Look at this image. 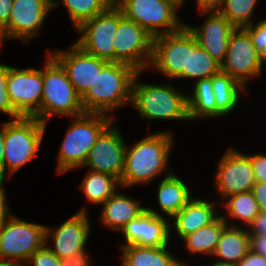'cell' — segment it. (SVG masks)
I'll use <instances>...</instances> for the list:
<instances>
[{"label":"cell","instance_id":"40","mask_svg":"<svg viewBox=\"0 0 266 266\" xmlns=\"http://www.w3.org/2000/svg\"><path fill=\"white\" fill-rule=\"evenodd\" d=\"M235 266H266V257L250 249Z\"/></svg>","mask_w":266,"mask_h":266},{"label":"cell","instance_id":"30","mask_svg":"<svg viewBox=\"0 0 266 266\" xmlns=\"http://www.w3.org/2000/svg\"><path fill=\"white\" fill-rule=\"evenodd\" d=\"M80 185L86 199L95 205L106 202L121 187L116 177L90 170Z\"/></svg>","mask_w":266,"mask_h":266},{"label":"cell","instance_id":"38","mask_svg":"<svg viewBox=\"0 0 266 266\" xmlns=\"http://www.w3.org/2000/svg\"><path fill=\"white\" fill-rule=\"evenodd\" d=\"M248 228L249 235H266V212H259Z\"/></svg>","mask_w":266,"mask_h":266},{"label":"cell","instance_id":"44","mask_svg":"<svg viewBox=\"0 0 266 266\" xmlns=\"http://www.w3.org/2000/svg\"><path fill=\"white\" fill-rule=\"evenodd\" d=\"M13 0H0V31L7 25Z\"/></svg>","mask_w":266,"mask_h":266},{"label":"cell","instance_id":"16","mask_svg":"<svg viewBox=\"0 0 266 266\" xmlns=\"http://www.w3.org/2000/svg\"><path fill=\"white\" fill-rule=\"evenodd\" d=\"M216 172L215 188L222 199L252 191L256 182L250 157L232 147L219 160Z\"/></svg>","mask_w":266,"mask_h":266},{"label":"cell","instance_id":"13","mask_svg":"<svg viewBox=\"0 0 266 266\" xmlns=\"http://www.w3.org/2000/svg\"><path fill=\"white\" fill-rule=\"evenodd\" d=\"M262 68L260 55L256 52L250 35L244 28H236L229 37L227 55L221 71L247 89L249 79L261 75Z\"/></svg>","mask_w":266,"mask_h":266},{"label":"cell","instance_id":"19","mask_svg":"<svg viewBox=\"0 0 266 266\" xmlns=\"http://www.w3.org/2000/svg\"><path fill=\"white\" fill-rule=\"evenodd\" d=\"M168 221L157 210L146 207V210L137 218L131 220L122 229L128 245L143 247H164L170 242V227Z\"/></svg>","mask_w":266,"mask_h":266},{"label":"cell","instance_id":"21","mask_svg":"<svg viewBox=\"0 0 266 266\" xmlns=\"http://www.w3.org/2000/svg\"><path fill=\"white\" fill-rule=\"evenodd\" d=\"M217 202L206 199L192 198L186 206L179 211L172 219V224L177 231L178 238H184L188 234L195 232L201 227L212 223L218 216Z\"/></svg>","mask_w":266,"mask_h":266},{"label":"cell","instance_id":"43","mask_svg":"<svg viewBox=\"0 0 266 266\" xmlns=\"http://www.w3.org/2000/svg\"><path fill=\"white\" fill-rule=\"evenodd\" d=\"M250 249L266 257V235H250Z\"/></svg>","mask_w":266,"mask_h":266},{"label":"cell","instance_id":"49","mask_svg":"<svg viewBox=\"0 0 266 266\" xmlns=\"http://www.w3.org/2000/svg\"><path fill=\"white\" fill-rule=\"evenodd\" d=\"M212 266H235V265L220 264V263H216V262H214Z\"/></svg>","mask_w":266,"mask_h":266},{"label":"cell","instance_id":"24","mask_svg":"<svg viewBox=\"0 0 266 266\" xmlns=\"http://www.w3.org/2000/svg\"><path fill=\"white\" fill-rule=\"evenodd\" d=\"M158 185L157 199L160 210L173 218L193 198L188 186L174 171H169Z\"/></svg>","mask_w":266,"mask_h":266},{"label":"cell","instance_id":"36","mask_svg":"<svg viewBox=\"0 0 266 266\" xmlns=\"http://www.w3.org/2000/svg\"><path fill=\"white\" fill-rule=\"evenodd\" d=\"M244 29L250 35L256 52L261 55L266 49V19L258 21L257 24L251 23L245 26Z\"/></svg>","mask_w":266,"mask_h":266},{"label":"cell","instance_id":"23","mask_svg":"<svg viewBox=\"0 0 266 266\" xmlns=\"http://www.w3.org/2000/svg\"><path fill=\"white\" fill-rule=\"evenodd\" d=\"M250 250V235L247 229L227 225L217 242L212 256L219 258L216 263L236 265Z\"/></svg>","mask_w":266,"mask_h":266},{"label":"cell","instance_id":"10","mask_svg":"<svg viewBox=\"0 0 266 266\" xmlns=\"http://www.w3.org/2000/svg\"><path fill=\"white\" fill-rule=\"evenodd\" d=\"M115 62L126 63L142 72L149 68L153 37L133 20L123 16L113 39Z\"/></svg>","mask_w":266,"mask_h":266},{"label":"cell","instance_id":"25","mask_svg":"<svg viewBox=\"0 0 266 266\" xmlns=\"http://www.w3.org/2000/svg\"><path fill=\"white\" fill-rule=\"evenodd\" d=\"M167 247L138 245L121 247L123 253L121 266H189L174 258L172 253L168 252Z\"/></svg>","mask_w":266,"mask_h":266},{"label":"cell","instance_id":"2","mask_svg":"<svg viewBox=\"0 0 266 266\" xmlns=\"http://www.w3.org/2000/svg\"><path fill=\"white\" fill-rule=\"evenodd\" d=\"M138 72L126 63L109 62L81 97L84 111L109 116L110 111L131 103L132 84Z\"/></svg>","mask_w":266,"mask_h":266},{"label":"cell","instance_id":"20","mask_svg":"<svg viewBox=\"0 0 266 266\" xmlns=\"http://www.w3.org/2000/svg\"><path fill=\"white\" fill-rule=\"evenodd\" d=\"M207 19L200 27L189 26L198 44L221 66L227 55L229 37L236 29L219 11H202ZM208 14V15H207Z\"/></svg>","mask_w":266,"mask_h":266},{"label":"cell","instance_id":"3","mask_svg":"<svg viewBox=\"0 0 266 266\" xmlns=\"http://www.w3.org/2000/svg\"><path fill=\"white\" fill-rule=\"evenodd\" d=\"M42 69L41 108L34 116L45 123L54 115L75 117L85 113L81 96L76 92L62 65L48 52Z\"/></svg>","mask_w":266,"mask_h":266},{"label":"cell","instance_id":"4","mask_svg":"<svg viewBox=\"0 0 266 266\" xmlns=\"http://www.w3.org/2000/svg\"><path fill=\"white\" fill-rule=\"evenodd\" d=\"M73 118L57 155L58 174L82 168L100 134L114 122V115L98 113L85 112Z\"/></svg>","mask_w":266,"mask_h":266},{"label":"cell","instance_id":"15","mask_svg":"<svg viewBox=\"0 0 266 266\" xmlns=\"http://www.w3.org/2000/svg\"><path fill=\"white\" fill-rule=\"evenodd\" d=\"M125 151L126 144L121 132L112 122L98 137L83 167L112 175L120 181L124 171Z\"/></svg>","mask_w":266,"mask_h":266},{"label":"cell","instance_id":"37","mask_svg":"<svg viewBox=\"0 0 266 266\" xmlns=\"http://www.w3.org/2000/svg\"><path fill=\"white\" fill-rule=\"evenodd\" d=\"M251 159L256 182H266V155H248Z\"/></svg>","mask_w":266,"mask_h":266},{"label":"cell","instance_id":"8","mask_svg":"<svg viewBox=\"0 0 266 266\" xmlns=\"http://www.w3.org/2000/svg\"><path fill=\"white\" fill-rule=\"evenodd\" d=\"M45 231V225L11 214L0 226V259L24 266L28 258L45 245Z\"/></svg>","mask_w":266,"mask_h":266},{"label":"cell","instance_id":"50","mask_svg":"<svg viewBox=\"0 0 266 266\" xmlns=\"http://www.w3.org/2000/svg\"><path fill=\"white\" fill-rule=\"evenodd\" d=\"M175 1H177L181 5V7L182 5H184L183 3L185 2V0H175Z\"/></svg>","mask_w":266,"mask_h":266},{"label":"cell","instance_id":"41","mask_svg":"<svg viewBox=\"0 0 266 266\" xmlns=\"http://www.w3.org/2000/svg\"><path fill=\"white\" fill-rule=\"evenodd\" d=\"M252 192L258 203L259 211L266 212V182H255Z\"/></svg>","mask_w":266,"mask_h":266},{"label":"cell","instance_id":"6","mask_svg":"<svg viewBox=\"0 0 266 266\" xmlns=\"http://www.w3.org/2000/svg\"><path fill=\"white\" fill-rule=\"evenodd\" d=\"M46 124L35 117H20L6 126L4 139V178L12 175L37 156L44 138Z\"/></svg>","mask_w":266,"mask_h":266},{"label":"cell","instance_id":"9","mask_svg":"<svg viewBox=\"0 0 266 266\" xmlns=\"http://www.w3.org/2000/svg\"><path fill=\"white\" fill-rule=\"evenodd\" d=\"M123 16L121 9L113 3L104 12L85 21L77 28L81 35L75 44L90 55L107 62H115L113 39L119 20Z\"/></svg>","mask_w":266,"mask_h":266},{"label":"cell","instance_id":"17","mask_svg":"<svg viewBox=\"0 0 266 266\" xmlns=\"http://www.w3.org/2000/svg\"><path fill=\"white\" fill-rule=\"evenodd\" d=\"M90 223L86 208L69 217L54 230L46 226L45 245L52 240L54 248L47 246L59 259L72 257L76 253L85 250L89 234ZM53 230V231H52Z\"/></svg>","mask_w":266,"mask_h":266},{"label":"cell","instance_id":"26","mask_svg":"<svg viewBox=\"0 0 266 266\" xmlns=\"http://www.w3.org/2000/svg\"><path fill=\"white\" fill-rule=\"evenodd\" d=\"M227 221L225 215L220 214L212 223L188 234L181 240L185 242V247L190 253L212 256L223 229L229 225Z\"/></svg>","mask_w":266,"mask_h":266},{"label":"cell","instance_id":"45","mask_svg":"<svg viewBox=\"0 0 266 266\" xmlns=\"http://www.w3.org/2000/svg\"><path fill=\"white\" fill-rule=\"evenodd\" d=\"M199 12L202 11H218L222 0H196Z\"/></svg>","mask_w":266,"mask_h":266},{"label":"cell","instance_id":"18","mask_svg":"<svg viewBox=\"0 0 266 266\" xmlns=\"http://www.w3.org/2000/svg\"><path fill=\"white\" fill-rule=\"evenodd\" d=\"M48 52L65 69L69 81L76 92L82 97L94 83L97 74L109 63L84 52L78 45H73L66 51Z\"/></svg>","mask_w":266,"mask_h":266},{"label":"cell","instance_id":"28","mask_svg":"<svg viewBox=\"0 0 266 266\" xmlns=\"http://www.w3.org/2000/svg\"><path fill=\"white\" fill-rule=\"evenodd\" d=\"M221 70V66L197 42L195 35L189 30L188 71H183L176 79L210 78Z\"/></svg>","mask_w":266,"mask_h":266},{"label":"cell","instance_id":"35","mask_svg":"<svg viewBox=\"0 0 266 266\" xmlns=\"http://www.w3.org/2000/svg\"><path fill=\"white\" fill-rule=\"evenodd\" d=\"M61 266V259H59L48 247L44 245L35 251L26 261L24 266Z\"/></svg>","mask_w":266,"mask_h":266},{"label":"cell","instance_id":"27","mask_svg":"<svg viewBox=\"0 0 266 266\" xmlns=\"http://www.w3.org/2000/svg\"><path fill=\"white\" fill-rule=\"evenodd\" d=\"M212 89L216 100L217 117L225 116L233 111L241 101L240 91L247 92V89L238 81L221 70L212 76Z\"/></svg>","mask_w":266,"mask_h":266},{"label":"cell","instance_id":"7","mask_svg":"<svg viewBox=\"0 0 266 266\" xmlns=\"http://www.w3.org/2000/svg\"><path fill=\"white\" fill-rule=\"evenodd\" d=\"M115 4L127 19L136 22L153 38L177 32L185 25L177 16L181 5L175 0H117Z\"/></svg>","mask_w":266,"mask_h":266},{"label":"cell","instance_id":"39","mask_svg":"<svg viewBox=\"0 0 266 266\" xmlns=\"http://www.w3.org/2000/svg\"><path fill=\"white\" fill-rule=\"evenodd\" d=\"M88 257L87 251L83 250L76 253L72 257H67L61 260V266H90L91 260Z\"/></svg>","mask_w":266,"mask_h":266},{"label":"cell","instance_id":"48","mask_svg":"<svg viewBox=\"0 0 266 266\" xmlns=\"http://www.w3.org/2000/svg\"><path fill=\"white\" fill-rule=\"evenodd\" d=\"M260 61H261V64L263 66V63L266 62V49L260 55Z\"/></svg>","mask_w":266,"mask_h":266},{"label":"cell","instance_id":"29","mask_svg":"<svg viewBox=\"0 0 266 266\" xmlns=\"http://www.w3.org/2000/svg\"><path fill=\"white\" fill-rule=\"evenodd\" d=\"M192 94L188 96L190 120L217 117L212 77L195 81Z\"/></svg>","mask_w":266,"mask_h":266},{"label":"cell","instance_id":"22","mask_svg":"<svg viewBox=\"0 0 266 266\" xmlns=\"http://www.w3.org/2000/svg\"><path fill=\"white\" fill-rule=\"evenodd\" d=\"M101 205L103 208L100 220L106 227L118 232H121L127 223L146 210V207L140 206V201L137 199H132L117 191Z\"/></svg>","mask_w":266,"mask_h":266},{"label":"cell","instance_id":"32","mask_svg":"<svg viewBox=\"0 0 266 266\" xmlns=\"http://www.w3.org/2000/svg\"><path fill=\"white\" fill-rule=\"evenodd\" d=\"M68 11L70 20L77 29L85 21L92 19L97 14L104 12L110 5L111 0H61Z\"/></svg>","mask_w":266,"mask_h":266},{"label":"cell","instance_id":"1","mask_svg":"<svg viewBox=\"0 0 266 266\" xmlns=\"http://www.w3.org/2000/svg\"><path fill=\"white\" fill-rule=\"evenodd\" d=\"M170 131L147 135L133 146L126 145L125 164L120 185L123 188L146 184L169 168L170 151L174 145Z\"/></svg>","mask_w":266,"mask_h":266},{"label":"cell","instance_id":"12","mask_svg":"<svg viewBox=\"0 0 266 266\" xmlns=\"http://www.w3.org/2000/svg\"><path fill=\"white\" fill-rule=\"evenodd\" d=\"M189 29L184 25L179 31L153 38L150 68L169 79H176L188 71Z\"/></svg>","mask_w":266,"mask_h":266},{"label":"cell","instance_id":"31","mask_svg":"<svg viewBox=\"0 0 266 266\" xmlns=\"http://www.w3.org/2000/svg\"><path fill=\"white\" fill-rule=\"evenodd\" d=\"M224 200L223 206L225 205V211L229 215V219L242 220L246 227L260 212L252 191L232 194L225 197Z\"/></svg>","mask_w":266,"mask_h":266},{"label":"cell","instance_id":"14","mask_svg":"<svg viewBox=\"0 0 266 266\" xmlns=\"http://www.w3.org/2000/svg\"><path fill=\"white\" fill-rule=\"evenodd\" d=\"M7 92L15 111L22 117H34L41 108L42 69L9 66Z\"/></svg>","mask_w":266,"mask_h":266},{"label":"cell","instance_id":"46","mask_svg":"<svg viewBox=\"0 0 266 266\" xmlns=\"http://www.w3.org/2000/svg\"><path fill=\"white\" fill-rule=\"evenodd\" d=\"M10 121H6L1 125L0 129V177L4 178V139L6 133V126Z\"/></svg>","mask_w":266,"mask_h":266},{"label":"cell","instance_id":"47","mask_svg":"<svg viewBox=\"0 0 266 266\" xmlns=\"http://www.w3.org/2000/svg\"><path fill=\"white\" fill-rule=\"evenodd\" d=\"M0 266H22V265L14 261L0 259Z\"/></svg>","mask_w":266,"mask_h":266},{"label":"cell","instance_id":"34","mask_svg":"<svg viewBox=\"0 0 266 266\" xmlns=\"http://www.w3.org/2000/svg\"><path fill=\"white\" fill-rule=\"evenodd\" d=\"M9 66L0 63V112L8 114L11 120L20 118L21 116L15 111L7 92Z\"/></svg>","mask_w":266,"mask_h":266},{"label":"cell","instance_id":"42","mask_svg":"<svg viewBox=\"0 0 266 266\" xmlns=\"http://www.w3.org/2000/svg\"><path fill=\"white\" fill-rule=\"evenodd\" d=\"M4 180L5 178L0 177V226L12 214L6 201L7 195L3 187Z\"/></svg>","mask_w":266,"mask_h":266},{"label":"cell","instance_id":"33","mask_svg":"<svg viewBox=\"0 0 266 266\" xmlns=\"http://www.w3.org/2000/svg\"><path fill=\"white\" fill-rule=\"evenodd\" d=\"M259 0H222L219 12L235 27L244 28L252 22Z\"/></svg>","mask_w":266,"mask_h":266},{"label":"cell","instance_id":"11","mask_svg":"<svg viewBox=\"0 0 266 266\" xmlns=\"http://www.w3.org/2000/svg\"><path fill=\"white\" fill-rule=\"evenodd\" d=\"M60 1L13 0L7 25L0 31V46L5 38L21 39L28 44L44 24V20Z\"/></svg>","mask_w":266,"mask_h":266},{"label":"cell","instance_id":"5","mask_svg":"<svg viewBox=\"0 0 266 266\" xmlns=\"http://www.w3.org/2000/svg\"><path fill=\"white\" fill-rule=\"evenodd\" d=\"M141 72L135 75L132 84V102L139 115L147 120H190L188 94H183L170 83H138Z\"/></svg>","mask_w":266,"mask_h":266}]
</instances>
